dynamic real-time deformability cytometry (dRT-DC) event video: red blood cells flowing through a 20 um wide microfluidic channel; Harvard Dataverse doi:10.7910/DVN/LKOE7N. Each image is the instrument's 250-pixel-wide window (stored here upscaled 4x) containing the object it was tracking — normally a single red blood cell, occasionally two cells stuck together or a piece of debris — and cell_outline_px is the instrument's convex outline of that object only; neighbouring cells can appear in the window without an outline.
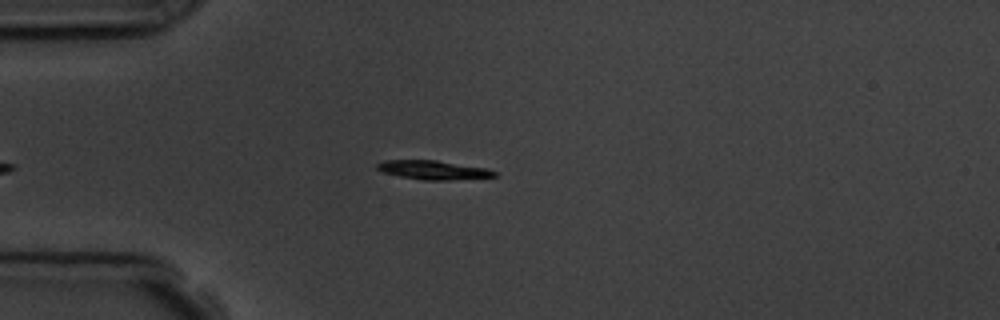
{"species": "common noctule bat (a hibernating species)", "species_latin": "Nyctalus noctula", "temperature_condition": "room temperature", "stored_images_in_passage": 2, "camera_frame_rate_fps": 3000, "um_per_image_px": 0.085, "animal": {"sex": "male", "body_mass_g": 19.5, "forearm_length_mm": 54.6}, "frame": {"image": 1, "passage_image": 1, "time_ms": 0.0, "image_size_px": [1000, 320], "cell_outline_px": [[496, 176], [444, 180], [424, 180], [400, 176], [384, 172], [376, 168], [376, 164], [384, 160], [436, 160], [488, 168], [496, 172]], "centroid_in_image_um": [36.82, 14.43], "position_along_channel_um": 48.2, "area_um2": 12.77}}